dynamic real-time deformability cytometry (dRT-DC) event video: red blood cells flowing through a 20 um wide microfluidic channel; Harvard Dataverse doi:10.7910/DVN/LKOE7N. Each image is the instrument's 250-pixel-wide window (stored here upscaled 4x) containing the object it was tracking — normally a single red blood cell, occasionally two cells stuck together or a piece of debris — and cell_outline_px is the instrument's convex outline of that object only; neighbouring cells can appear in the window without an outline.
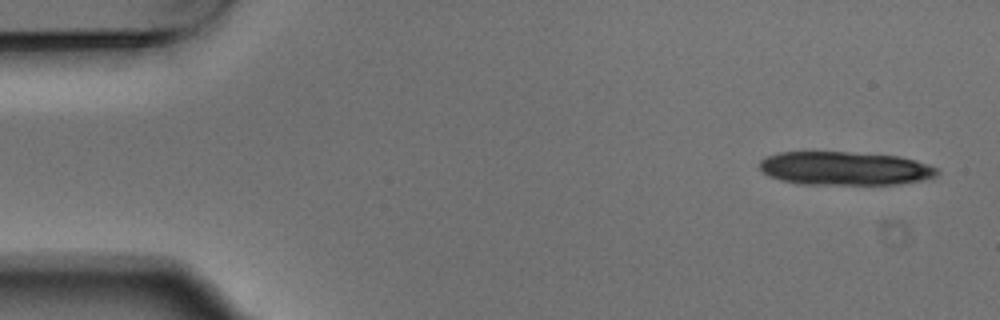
{"species": "Egyptian fruit bat (a non-hibernating species)", "species_latin": "Rousettus aegyptiacus", "temperature_condition": "warm", "stored_images_in_passage": 5, "camera_frame_rate_fps": 3000, "um_per_image_px": 0.085, "animal": {"sex": "male"}, "frame": {"image": 1, "passage_image": 1, "time_ms": 0.0, "image_size_px": [1000, 320], "cell_outline_px": [[940, 172], [936, 176], [924, 180], [900, 184], [796, 184], [780, 180], [768, 176], [760, 168], [760, 160], [764, 156], [780, 152], [848, 152], [900, 156], [916, 160], [940, 168]], "centroid_in_image_um": [71.83, 14.31], "position_along_channel_um": 13.2, "area_um2": 35.08}}
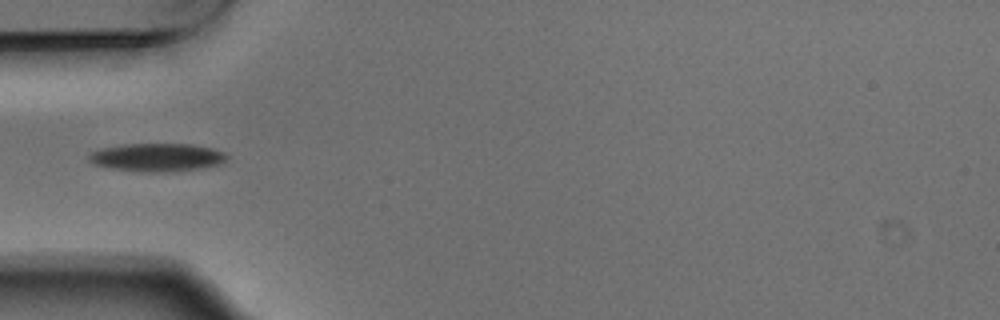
{"frame": {"image": 2, "passage_image": 5, "time_ms": 1.333, "image_size_px": [1000, 320], "cell_outline_px": [[228, 156], [220, 164], [200, 168], [160, 172], [140, 172], [108, 168], [92, 164], [88, 160], [88, 156], [92, 152], [104, 148], [124, 144], [192, 144], [212, 148], [224, 152]], "centroid_in_image_um": [13.32, 13.38], "position_along_channel_um": 71.7, "area_um2": 22.54}}